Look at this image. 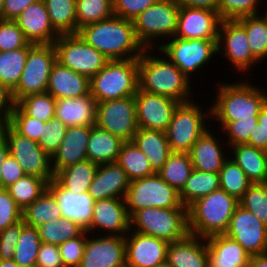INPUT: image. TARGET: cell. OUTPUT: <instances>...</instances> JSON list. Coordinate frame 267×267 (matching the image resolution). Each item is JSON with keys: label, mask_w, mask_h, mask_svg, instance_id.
Masks as SVG:
<instances>
[{"label": "cell", "mask_w": 267, "mask_h": 267, "mask_svg": "<svg viewBox=\"0 0 267 267\" xmlns=\"http://www.w3.org/2000/svg\"><path fill=\"white\" fill-rule=\"evenodd\" d=\"M218 174L220 188L237 200H240L245 191L253 184L239 165L232 158L229 159V156Z\"/></svg>", "instance_id": "44"}, {"label": "cell", "mask_w": 267, "mask_h": 267, "mask_svg": "<svg viewBox=\"0 0 267 267\" xmlns=\"http://www.w3.org/2000/svg\"><path fill=\"white\" fill-rule=\"evenodd\" d=\"M220 0H176L180 7L205 8L218 13Z\"/></svg>", "instance_id": "63"}, {"label": "cell", "mask_w": 267, "mask_h": 267, "mask_svg": "<svg viewBox=\"0 0 267 267\" xmlns=\"http://www.w3.org/2000/svg\"><path fill=\"white\" fill-rule=\"evenodd\" d=\"M18 134L36 142L43 135L45 122L27 116L16 104H14L8 123Z\"/></svg>", "instance_id": "49"}, {"label": "cell", "mask_w": 267, "mask_h": 267, "mask_svg": "<svg viewBox=\"0 0 267 267\" xmlns=\"http://www.w3.org/2000/svg\"><path fill=\"white\" fill-rule=\"evenodd\" d=\"M138 128L166 131L180 102L138 88L134 95Z\"/></svg>", "instance_id": "17"}, {"label": "cell", "mask_w": 267, "mask_h": 267, "mask_svg": "<svg viewBox=\"0 0 267 267\" xmlns=\"http://www.w3.org/2000/svg\"><path fill=\"white\" fill-rule=\"evenodd\" d=\"M78 34L109 60L138 58L145 49L135 35L133 20L115 15L83 26Z\"/></svg>", "instance_id": "1"}, {"label": "cell", "mask_w": 267, "mask_h": 267, "mask_svg": "<svg viewBox=\"0 0 267 267\" xmlns=\"http://www.w3.org/2000/svg\"><path fill=\"white\" fill-rule=\"evenodd\" d=\"M112 0H76L77 33L85 25L112 17Z\"/></svg>", "instance_id": "46"}, {"label": "cell", "mask_w": 267, "mask_h": 267, "mask_svg": "<svg viewBox=\"0 0 267 267\" xmlns=\"http://www.w3.org/2000/svg\"><path fill=\"white\" fill-rule=\"evenodd\" d=\"M98 166L87 159L59 170L54 174V179L74 194L86 193L93 182Z\"/></svg>", "instance_id": "34"}, {"label": "cell", "mask_w": 267, "mask_h": 267, "mask_svg": "<svg viewBox=\"0 0 267 267\" xmlns=\"http://www.w3.org/2000/svg\"><path fill=\"white\" fill-rule=\"evenodd\" d=\"M248 267H267V253L251 256Z\"/></svg>", "instance_id": "65"}, {"label": "cell", "mask_w": 267, "mask_h": 267, "mask_svg": "<svg viewBox=\"0 0 267 267\" xmlns=\"http://www.w3.org/2000/svg\"><path fill=\"white\" fill-rule=\"evenodd\" d=\"M150 51L153 52L152 48H145L138 57L139 89L172 98L180 103L192 101L191 79L164 54L159 57Z\"/></svg>", "instance_id": "2"}, {"label": "cell", "mask_w": 267, "mask_h": 267, "mask_svg": "<svg viewBox=\"0 0 267 267\" xmlns=\"http://www.w3.org/2000/svg\"><path fill=\"white\" fill-rule=\"evenodd\" d=\"M0 170L2 173V188H7L26 175L21 165L10 154L4 160Z\"/></svg>", "instance_id": "60"}, {"label": "cell", "mask_w": 267, "mask_h": 267, "mask_svg": "<svg viewBox=\"0 0 267 267\" xmlns=\"http://www.w3.org/2000/svg\"><path fill=\"white\" fill-rule=\"evenodd\" d=\"M138 88V58L109 60L90 79V94L97 103L133 96Z\"/></svg>", "instance_id": "5"}, {"label": "cell", "mask_w": 267, "mask_h": 267, "mask_svg": "<svg viewBox=\"0 0 267 267\" xmlns=\"http://www.w3.org/2000/svg\"><path fill=\"white\" fill-rule=\"evenodd\" d=\"M217 42L218 53L228 58L226 60L234 65L233 68H236L237 72L245 75V72L251 70L250 67L259 63L252 55L245 28L237 20L220 22Z\"/></svg>", "instance_id": "15"}, {"label": "cell", "mask_w": 267, "mask_h": 267, "mask_svg": "<svg viewBox=\"0 0 267 267\" xmlns=\"http://www.w3.org/2000/svg\"><path fill=\"white\" fill-rule=\"evenodd\" d=\"M36 228L41 242L57 246L80 236L85 231L78 223L65 217L43 223Z\"/></svg>", "instance_id": "40"}, {"label": "cell", "mask_w": 267, "mask_h": 267, "mask_svg": "<svg viewBox=\"0 0 267 267\" xmlns=\"http://www.w3.org/2000/svg\"><path fill=\"white\" fill-rule=\"evenodd\" d=\"M179 10L176 0H158L133 19L135 35L144 48L156 49L154 41L175 36Z\"/></svg>", "instance_id": "8"}, {"label": "cell", "mask_w": 267, "mask_h": 267, "mask_svg": "<svg viewBox=\"0 0 267 267\" xmlns=\"http://www.w3.org/2000/svg\"><path fill=\"white\" fill-rule=\"evenodd\" d=\"M132 142L147 156L155 173L163 167L172 153L165 131L138 128Z\"/></svg>", "instance_id": "31"}, {"label": "cell", "mask_w": 267, "mask_h": 267, "mask_svg": "<svg viewBox=\"0 0 267 267\" xmlns=\"http://www.w3.org/2000/svg\"><path fill=\"white\" fill-rule=\"evenodd\" d=\"M47 184L48 182L42 177L25 175L6 189L18 207L24 210L46 190Z\"/></svg>", "instance_id": "43"}, {"label": "cell", "mask_w": 267, "mask_h": 267, "mask_svg": "<svg viewBox=\"0 0 267 267\" xmlns=\"http://www.w3.org/2000/svg\"><path fill=\"white\" fill-rule=\"evenodd\" d=\"M166 262L170 267H209L206 238L189 234L184 239L170 242Z\"/></svg>", "instance_id": "26"}, {"label": "cell", "mask_w": 267, "mask_h": 267, "mask_svg": "<svg viewBox=\"0 0 267 267\" xmlns=\"http://www.w3.org/2000/svg\"><path fill=\"white\" fill-rule=\"evenodd\" d=\"M92 211V219L85 230L88 233L103 230L109 236H125L130 231V216L124 199L96 200Z\"/></svg>", "instance_id": "19"}, {"label": "cell", "mask_w": 267, "mask_h": 267, "mask_svg": "<svg viewBox=\"0 0 267 267\" xmlns=\"http://www.w3.org/2000/svg\"><path fill=\"white\" fill-rule=\"evenodd\" d=\"M215 102L210 106L211 119L237 121L258 116L267 103V93L247 81L218 84ZM263 91V92H262Z\"/></svg>", "instance_id": "3"}, {"label": "cell", "mask_w": 267, "mask_h": 267, "mask_svg": "<svg viewBox=\"0 0 267 267\" xmlns=\"http://www.w3.org/2000/svg\"><path fill=\"white\" fill-rule=\"evenodd\" d=\"M263 15H248L237 19L246 30L252 55L259 62L267 58V12Z\"/></svg>", "instance_id": "39"}, {"label": "cell", "mask_w": 267, "mask_h": 267, "mask_svg": "<svg viewBox=\"0 0 267 267\" xmlns=\"http://www.w3.org/2000/svg\"><path fill=\"white\" fill-rule=\"evenodd\" d=\"M220 122V123H219ZM224 134L228 136L227 143L229 147L233 145L246 144L249 140L250 132L254 130L258 123V116H252V119H239L237 121H218Z\"/></svg>", "instance_id": "51"}, {"label": "cell", "mask_w": 267, "mask_h": 267, "mask_svg": "<svg viewBox=\"0 0 267 267\" xmlns=\"http://www.w3.org/2000/svg\"><path fill=\"white\" fill-rule=\"evenodd\" d=\"M239 205L267 226V183L252 184L239 200Z\"/></svg>", "instance_id": "48"}, {"label": "cell", "mask_w": 267, "mask_h": 267, "mask_svg": "<svg viewBox=\"0 0 267 267\" xmlns=\"http://www.w3.org/2000/svg\"><path fill=\"white\" fill-rule=\"evenodd\" d=\"M14 102L11 91L0 82V124L9 123Z\"/></svg>", "instance_id": "61"}, {"label": "cell", "mask_w": 267, "mask_h": 267, "mask_svg": "<svg viewBox=\"0 0 267 267\" xmlns=\"http://www.w3.org/2000/svg\"><path fill=\"white\" fill-rule=\"evenodd\" d=\"M219 188L218 173L193 169L185 186L179 192V198L181 203L188 208L198 198L207 196Z\"/></svg>", "instance_id": "36"}, {"label": "cell", "mask_w": 267, "mask_h": 267, "mask_svg": "<svg viewBox=\"0 0 267 267\" xmlns=\"http://www.w3.org/2000/svg\"><path fill=\"white\" fill-rule=\"evenodd\" d=\"M56 62V51L53 44H31L24 69L17 87L11 92L14 104L22 98L45 93L49 76Z\"/></svg>", "instance_id": "11"}, {"label": "cell", "mask_w": 267, "mask_h": 267, "mask_svg": "<svg viewBox=\"0 0 267 267\" xmlns=\"http://www.w3.org/2000/svg\"><path fill=\"white\" fill-rule=\"evenodd\" d=\"M238 205L239 200L221 188L198 198L188 207L190 234L201 238L224 234Z\"/></svg>", "instance_id": "4"}, {"label": "cell", "mask_w": 267, "mask_h": 267, "mask_svg": "<svg viewBox=\"0 0 267 267\" xmlns=\"http://www.w3.org/2000/svg\"><path fill=\"white\" fill-rule=\"evenodd\" d=\"M16 105L27 115L43 122L55 117L56 99L50 93L28 95L19 100Z\"/></svg>", "instance_id": "47"}, {"label": "cell", "mask_w": 267, "mask_h": 267, "mask_svg": "<svg viewBox=\"0 0 267 267\" xmlns=\"http://www.w3.org/2000/svg\"><path fill=\"white\" fill-rule=\"evenodd\" d=\"M195 103L194 100L180 103L175 109L166 132L172 152L188 153L194 143L207 131L206 119H211V109L208 111ZM208 113V115H207Z\"/></svg>", "instance_id": "7"}, {"label": "cell", "mask_w": 267, "mask_h": 267, "mask_svg": "<svg viewBox=\"0 0 267 267\" xmlns=\"http://www.w3.org/2000/svg\"><path fill=\"white\" fill-rule=\"evenodd\" d=\"M260 0H220L218 16L222 20H237L239 18L256 15L259 12Z\"/></svg>", "instance_id": "50"}, {"label": "cell", "mask_w": 267, "mask_h": 267, "mask_svg": "<svg viewBox=\"0 0 267 267\" xmlns=\"http://www.w3.org/2000/svg\"><path fill=\"white\" fill-rule=\"evenodd\" d=\"M46 92L55 99L80 97L90 94V79L56 61L50 72Z\"/></svg>", "instance_id": "29"}, {"label": "cell", "mask_w": 267, "mask_h": 267, "mask_svg": "<svg viewBox=\"0 0 267 267\" xmlns=\"http://www.w3.org/2000/svg\"><path fill=\"white\" fill-rule=\"evenodd\" d=\"M9 155V147L5 138L0 134V169L4 160ZM0 188H2V173L0 170Z\"/></svg>", "instance_id": "64"}, {"label": "cell", "mask_w": 267, "mask_h": 267, "mask_svg": "<svg viewBox=\"0 0 267 267\" xmlns=\"http://www.w3.org/2000/svg\"><path fill=\"white\" fill-rule=\"evenodd\" d=\"M124 200L130 217L150 207L187 208L181 203L179 192L158 173L130 181Z\"/></svg>", "instance_id": "9"}, {"label": "cell", "mask_w": 267, "mask_h": 267, "mask_svg": "<svg viewBox=\"0 0 267 267\" xmlns=\"http://www.w3.org/2000/svg\"><path fill=\"white\" fill-rule=\"evenodd\" d=\"M130 180L117 162L100 164L95 173L88 193L96 201L107 198L124 199Z\"/></svg>", "instance_id": "24"}, {"label": "cell", "mask_w": 267, "mask_h": 267, "mask_svg": "<svg viewBox=\"0 0 267 267\" xmlns=\"http://www.w3.org/2000/svg\"><path fill=\"white\" fill-rule=\"evenodd\" d=\"M66 130L67 126L56 117L45 122L43 135L40 136L38 141L39 146L52 156L62 143Z\"/></svg>", "instance_id": "52"}, {"label": "cell", "mask_w": 267, "mask_h": 267, "mask_svg": "<svg viewBox=\"0 0 267 267\" xmlns=\"http://www.w3.org/2000/svg\"><path fill=\"white\" fill-rule=\"evenodd\" d=\"M131 232L125 235L126 267H154L166 261L168 241Z\"/></svg>", "instance_id": "18"}, {"label": "cell", "mask_w": 267, "mask_h": 267, "mask_svg": "<svg viewBox=\"0 0 267 267\" xmlns=\"http://www.w3.org/2000/svg\"><path fill=\"white\" fill-rule=\"evenodd\" d=\"M0 134L7 141L9 154L21 165L26 175L42 177L48 183L54 179L51 156L38 142L18 134L8 123L1 126Z\"/></svg>", "instance_id": "13"}, {"label": "cell", "mask_w": 267, "mask_h": 267, "mask_svg": "<svg viewBox=\"0 0 267 267\" xmlns=\"http://www.w3.org/2000/svg\"><path fill=\"white\" fill-rule=\"evenodd\" d=\"M116 162L124 169L130 181L155 174L147 156L132 141L122 144Z\"/></svg>", "instance_id": "37"}, {"label": "cell", "mask_w": 267, "mask_h": 267, "mask_svg": "<svg viewBox=\"0 0 267 267\" xmlns=\"http://www.w3.org/2000/svg\"><path fill=\"white\" fill-rule=\"evenodd\" d=\"M22 220V210L6 188H0V231Z\"/></svg>", "instance_id": "55"}, {"label": "cell", "mask_w": 267, "mask_h": 267, "mask_svg": "<svg viewBox=\"0 0 267 267\" xmlns=\"http://www.w3.org/2000/svg\"><path fill=\"white\" fill-rule=\"evenodd\" d=\"M88 235L91 236L84 231L80 236L58 246L64 267H80Z\"/></svg>", "instance_id": "54"}, {"label": "cell", "mask_w": 267, "mask_h": 267, "mask_svg": "<svg viewBox=\"0 0 267 267\" xmlns=\"http://www.w3.org/2000/svg\"><path fill=\"white\" fill-rule=\"evenodd\" d=\"M158 0H112L115 16L133 20Z\"/></svg>", "instance_id": "57"}, {"label": "cell", "mask_w": 267, "mask_h": 267, "mask_svg": "<svg viewBox=\"0 0 267 267\" xmlns=\"http://www.w3.org/2000/svg\"><path fill=\"white\" fill-rule=\"evenodd\" d=\"M192 170L193 165L188 153L172 152L157 173L165 182L180 192Z\"/></svg>", "instance_id": "41"}, {"label": "cell", "mask_w": 267, "mask_h": 267, "mask_svg": "<svg viewBox=\"0 0 267 267\" xmlns=\"http://www.w3.org/2000/svg\"><path fill=\"white\" fill-rule=\"evenodd\" d=\"M61 217L62 212L58 201L48 188L32 204L22 210L23 222L34 227Z\"/></svg>", "instance_id": "35"}, {"label": "cell", "mask_w": 267, "mask_h": 267, "mask_svg": "<svg viewBox=\"0 0 267 267\" xmlns=\"http://www.w3.org/2000/svg\"><path fill=\"white\" fill-rule=\"evenodd\" d=\"M28 52L29 44L14 51H0V82L11 92L20 81Z\"/></svg>", "instance_id": "42"}, {"label": "cell", "mask_w": 267, "mask_h": 267, "mask_svg": "<svg viewBox=\"0 0 267 267\" xmlns=\"http://www.w3.org/2000/svg\"><path fill=\"white\" fill-rule=\"evenodd\" d=\"M97 101L91 94L76 98L56 99L55 117L67 127L94 126Z\"/></svg>", "instance_id": "28"}, {"label": "cell", "mask_w": 267, "mask_h": 267, "mask_svg": "<svg viewBox=\"0 0 267 267\" xmlns=\"http://www.w3.org/2000/svg\"><path fill=\"white\" fill-rule=\"evenodd\" d=\"M38 0H4L3 13L5 20H14L24 9Z\"/></svg>", "instance_id": "62"}, {"label": "cell", "mask_w": 267, "mask_h": 267, "mask_svg": "<svg viewBox=\"0 0 267 267\" xmlns=\"http://www.w3.org/2000/svg\"><path fill=\"white\" fill-rule=\"evenodd\" d=\"M154 267H170L167 262L165 261L164 263H161L159 265H155Z\"/></svg>", "instance_id": "68"}, {"label": "cell", "mask_w": 267, "mask_h": 267, "mask_svg": "<svg viewBox=\"0 0 267 267\" xmlns=\"http://www.w3.org/2000/svg\"><path fill=\"white\" fill-rule=\"evenodd\" d=\"M221 19L205 8L180 7L174 37L181 39H218Z\"/></svg>", "instance_id": "21"}, {"label": "cell", "mask_w": 267, "mask_h": 267, "mask_svg": "<svg viewBox=\"0 0 267 267\" xmlns=\"http://www.w3.org/2000/svg\"><path fill=\"white\" fill-rule=\"evenodd\" d=\"M130 230L170 242L186 238L189 232L188 208L150 207L130 217Z\"/></svg>", "instance_id": "6"}, {"label": "cell", "mask_w": 267, "mask_h": 267, "mask_svg": "<svg viewBox=\"0 0 267 267\" xmlns=\"http://www.w3.org/2000/svg\"><path fill=\"white\" fill-rule=\"evenodd\" d=\"M95 125L125 142L132 141L138 130L134 95L98 102Z\"/></svg>", "instance_id": "14"}, {"label": "cell", "mask_w": 267, "mask_h": 267, "mask_svg": "<svg viewBox=\"0 0 267 267\" xmlns=\"http://www.w3.org/2000/svg\"><path fill=\"white\" fill-rule=\"evenodd\" d=\"M91 126L67 127L64 139L51 156L54 174L61 169L85 161Z\"/></svg>", "instance_id": "23"}, {"label": "cell", "mask_w": 267, "mask_h": 267, "mask_svg": "<svg viewBox=\"0 0 267 267\" xmlns=\"http://www.w3.org/2000/svg\"><path fill=\"white\" fill-rule=\"evenodd\" d=\"M246 144L267 152V103L261 109L258 115V123L254 130L250 132Z\"/></svg>", "instance_id": "58"}, {"label": "cell", "mask_w": 267, "mask_h": 267, "mask_svg": "<svg viewBox=\"0 0 267 267\" xmlns=\"http://www.w3.org/2000/svg\"><path fill=\"white\" fill-rule=\"evenodd\" d=\"M24 225L25 223L23 222V220H21L14 225L8 226L5 230L0 231L1 260H13L15 247Z\"/></svg>", "instance_id": "56"}, {"label": "cell", "mask_w": 267, "mask_h": 267, "mask_svg": "<svg viewBox=\"0 0 267 267\" xmlns=\"http://www.w3.org/2000/svg\"><path fill=\"white\" fill-rule=\"evenodd\" d=\"M56 61L91 79L109 61L101 52L76 34L60 35L53 43Z\"/></svg>", "instance_id": "12"}, {"label": "cell", "mask_w": 267, "mask_h": 267, "mask_svg": "<svg viewBox=\"0 0 267 267\" xmlns=\"http://www.w3.org/2000/svg\"><path fill=\"white\" fill-rule=\"evenodd\" d=\"M212 132L214 131L207 130L188 152L193 169L219 173L224 161L228 158V155L223 153L226 151L222 149L223 144H220L222 141H217V136H214Z\"/></svg>", "instance_id": "30"}, {"label": "cell", "mask_w": 267, "mask_h": 267, "mask_svg": "<svg viewBox=\"0 0 267 267\" xmlns=\"http://www.w3.org/2000/svg\"><path fill=\"white\" fill-rule=\"evenodd\" d=\"M36 267H64L59 247L42 242L37 255Z\"/></svg>", "instance_id": "59"}, {"label": "cell", "mask_w": 267, "mask_h": 267, "mask_svg": "<svg viewBox=\"0 0 267 267\" xmlns=\"http://www.w3.org/2000/svg\"><path fill=\"white\" fill-rule=\"evenodd\" d=\"M209 267H248L250 254L225 234L206 238Z\"/></svg>", "instance_id": "27"}, {"label": "cell", "mask_w": 267, "mask_h": 267, "mask_svg": "<svg viewBox=\"0 0 267 267\" xmlns=\"http://www.w3.org/2000/svg\"><path fill=\"white\" fill-rule=\"evenodd\" d=\"M3 1L4 0H0V22L4 21V13H3Z\"/></svg>", "instance_id": "67"}, {"label": "cell", "mask_w": 267, "mask_h": 267, "mask_svg": "<svg viewBox=\"0 0 267 267\" xmlns=\"http://www.w3.org/2000/svg\"><path fill=\"white\" fill-rule=\"evenodd\" d=\"M29 42L26 40L23 31L14 20L0 22V51H14L26 47Z\"/></svg>", "instance_id": "53"}, {"label": "cell", "mask_w": 267, "mask_h": 267, "mask_svg": "<svg viewBox=\"0 0 267 267\" xmlns=\"http://www.w3.org/2000/svg\"><path fill=\"white\" fill-rule=\"evenodd\" d=\"M0 267H20L14 260H1Z\"/></svg>", "instance_id": "66"}, {"label": "cell", "mask_w": 267, "mask_h": 267, "mask_svg": "<svg viewBox=\"0 0 267 267\" xmlns=\"http://www.w3.org/2000/svg\"><path fill=\"white\" fill-rule=\"evenodd\" d=\"M53 28L60 34H76V0H43Z\"/></svg>", "instance_id": "38"}, {"label": "cell", "mask_w": 267, "mask_h": 267, "mask_svg": "<svg viewBox=\"0 0 267 267\" xmlns=\"http://www.w3.org/2000/svg\"><path fill=\"white\" fill-rule=\"evenodd\" d=\"M218 39H181L173 37L168 43L154 42L159 53L164 54L178 67L189 79L190 76L218 54ZM162 43V44H161ZM160 45V46H159Z\"/></svg>", "instance_id": "10"}, {"label": "cell", "mask_w": 267, "mask_h": 267, "mask_svg": "<svg viewBox=\"0 0 267 267\" xmlns=\"http://www.w3.org/2000/svg\"><path fill=\"white\" fill-rule=\"evenodd\" d=\"M124 142L120 137L96 125L91 126L87 145L88 160L98 165L116 162Z\"/></svg>", "instance_id": "32"}, {"label": "cell", "mask_w": 267, "mask_h": 267, "mask_svg": "<svg viewBox=\"0 0 267 267\" xmlns=\"http://www.w3.org/2000/svg\"><path fill=\"white\" fill-rule=\"evenodd\" d=\"M47 188L57 199L62 217L70 218L86 230L92 219L95 202L90 194L88 192L74 194L63 188L55 179L47 184Z\"/></svg>", "instance_id": "25"}, {"label": "cell", "mask_w": 267, "mask_h": 267, "mask_svg": "<svg viewBox=\"0 0 267 267\" xmlns=\"http://www.w3.org/2000/svg\"><path fill=\"white\" fill-rule=\"evenodd\" d=\"M90 238L87 236L80 267H126L125 236Z\"/></svg>", "instance_id": "20"}, {"label": "cell", "mask_w": 267, "mask_h": 267, "mask_svg": "<svg viewBox=\"0 0 267 267\" xmlns=\"http://www.w3.org/2000/svg\"><path fill=\"white\" fill-rule=\"evenodd\" d=\"M224 234L237 241L250 256L267 253V226L240 205Z\"/></svg>", "instance_id": "16"}, {"label": "cell", "mask_w": 267, "mask_h": 267, "mask_svg": "<svg viewBox=\"0 0 267 267\" xmlns=\"http://www.w3.org/2000/svg\"><path fill=\"white\" fill-rule=\"evenodd\" d=\"M230 147L233 153L230 158L239 165L253 184L267 183V152L247 144Z\"/></svg>", "instance_id": "33"}, {"label": "cell", "mask_w": 267, "mask_h": 267, "mask_svg": "<svg viewBox=\"0 0 267 267\" xmlns=\"http://www.w3.org/2000/svg\"><path fill=\"white\" fill-rule=\"evenodd\" d=\"M41 243L37 228L25 224L17 241L13 260L20 267H36Z\"/></svg>", "instance_id": "45"}, {"label": "cell", "mask_w": 267, "mask_h": 267, "mask_svg": "<svg viewBox=\"0 0 267 267\" xmlns=\"http://www.w3.org/2000/svg\"><path fill=\"white\" fill-rule=\"evenodd\" d=\"M31 44H53L60 34L53 28L45 3L38 0L24 9L15 19Z\"/></svg>", "instance_id": "22"}]
</instances>
